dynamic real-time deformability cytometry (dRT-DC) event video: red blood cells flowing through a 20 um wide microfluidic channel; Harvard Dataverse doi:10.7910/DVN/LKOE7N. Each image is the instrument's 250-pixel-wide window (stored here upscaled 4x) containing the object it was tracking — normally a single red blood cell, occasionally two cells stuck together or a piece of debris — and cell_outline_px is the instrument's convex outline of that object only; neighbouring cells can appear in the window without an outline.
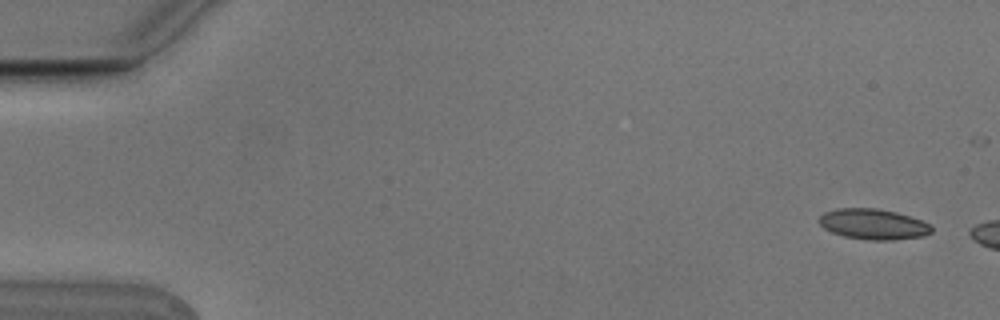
{"species": "Egyptian fruit bat (a non-hibernating species)", "species_latin": "Rousettus aegyptiacus", "temperature_condition": "cold", "stored_images_in_passage": 6, "camera_frame_rate_fps": 3000, "um_per_image_px": 0.085, "animal": {"sex": "male"}, "frame": {"image": 1, "passage_image": 1, "time_ms": 0.0, "image_size_px": [1000, 320], "cell_outline_px": [[932, 232], [924, 236], [892, 240], [868, 240], [844, 236], [832, 232], [824, 228], [816, 220], [824, 212], [836, 208], [876, 208], [896, 212], [932, 224]], "centroid_in_image_um": [74.21, 19.05], "position_along_channel_um": 10.8, "area_um2": 20.11}}